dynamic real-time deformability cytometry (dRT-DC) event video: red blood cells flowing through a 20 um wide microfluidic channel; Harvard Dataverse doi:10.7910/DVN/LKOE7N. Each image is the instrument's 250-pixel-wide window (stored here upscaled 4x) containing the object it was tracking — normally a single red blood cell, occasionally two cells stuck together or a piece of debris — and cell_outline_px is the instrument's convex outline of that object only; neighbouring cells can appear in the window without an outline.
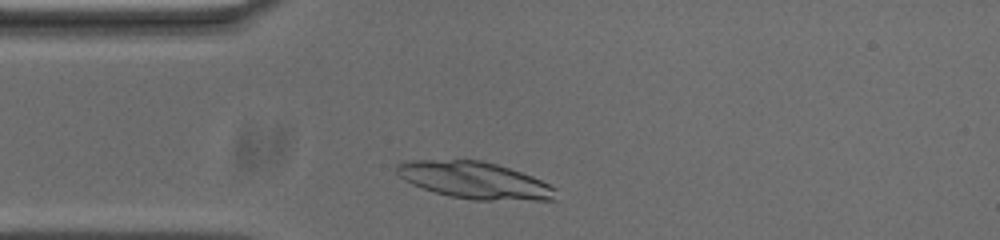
{"species": "common noctule bat (a hibernating species)", "species_latin": "Nyctalus noctula", "temperature_condition": "cold", "stored_images_in_passage": 32, "camera_frame_rate_fps": 3000, "um_per_image_px": 0.085, "animal": {"sex": "male", "body_mass_g": 20.0, "forearm_length_mm": 53.3}, "frame": {"image": 1, "passage_image": 3, "time_ms": 0.667, "image_size_px": [1000, 240], "cell_outline_px": [[556, 200], [472, 200], [448, 196], [412, 184], [404, 180], [396, 172], [396, 164], [412, 160], [480, 160], [496, 164], [532, 176], [556, 188]], "centroid_in_image_um": [40.35, 15.33], "position_along_channel_um": 44.7, "area_um2": 33.99}}
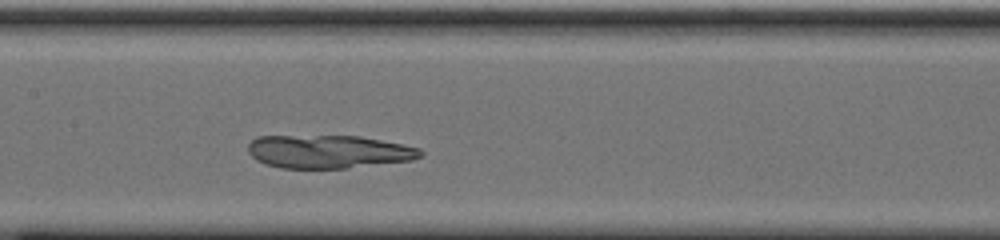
{"frame": {"image": 2, "passage_image": 15, "time_ms": 4.667, "image_size_px": [1000, 240], "cell_outline_px": [[424, 156], [412, 160], [344, 168], [280, 168], [264, 164], [256, 160], [248, 152], [248, 144], [256, 136], [360, 136], [420, 148], [424, 152]], "centroid_in_image_um": [27.9, 12.89], "position_along_channel_um": 179.5, "area_um2": 33.35}}
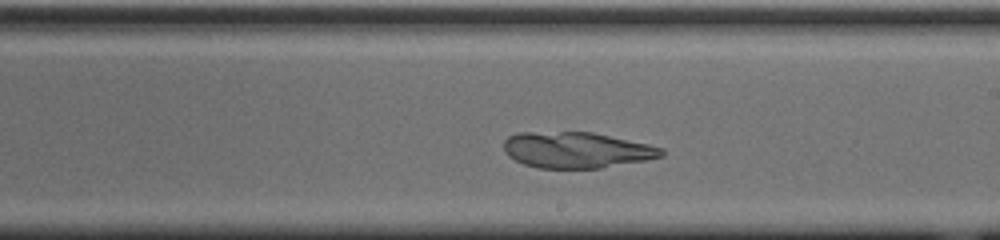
{"frame": {"image": 3, "passage_image": 20, "time_ms": 6.333, "image_size_px": [1000, 240], "cell_outline_px": [[664, 156], [644, 160], [600, 168], [536, 168], [524, 164], [508, 156], [504, 152], [504, 140], [508, 136], [516, 132], [592, 132], [648, 144], [664, 148]], "centroid_in_image_um": [48.97, 12.75], "position_along_channel_um": 240.0, "area_um2": 33.06}}